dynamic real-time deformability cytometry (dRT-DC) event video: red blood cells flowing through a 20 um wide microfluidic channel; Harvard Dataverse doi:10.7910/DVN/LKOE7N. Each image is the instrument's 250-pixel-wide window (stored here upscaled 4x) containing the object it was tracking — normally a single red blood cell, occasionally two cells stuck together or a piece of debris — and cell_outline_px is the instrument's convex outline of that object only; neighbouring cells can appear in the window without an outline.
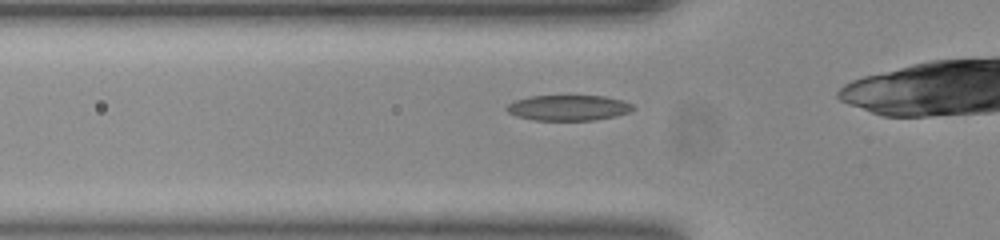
{"species": "common noctule bat (a hibernating species)", "species_latin": "Nyctalus noctula", "temperature_condition": "room temperature", "stored_images_in_passage": 37, "camera_frame_rate_fps": 3000, "um_per_image_px": 0.085, "animal": {"sex": "female", "body_mass_g": 23.0, "forearm_length_mm": 53.4}, "frame": {"image": 1, "passage_image": 9, "time_ms": 2.667, "image_size_px": [1000, 240], "cell_outline_px": [[636, 108], [628, 112], [616, 116], [592, 120], [532, 120], [516, 116], [508, 112], [504, 108], [508, 104], [516, 100], [528, 96], [604, 96], [620, 100], [632, 104]], "centroid_in_image_um": [48.28, 9.16], "position_along_channel_um": 77.5, "area_um2": 18.73}}
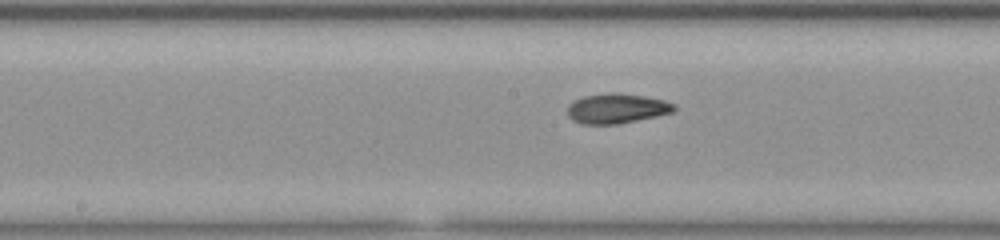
{"frame": {"image": 2, "passage_image": 18, "time_ms": 5.667, "image_size_px": [1000, 240], "cell_outline_px": [[676, 108], [672, 112], [656, 116], [616, 124], [584, 124], [572, 120], [568, 116], [568, 104], [584, 96], [612, 92], [620, 92], [644, 96], [664, 100], [676, 104]], "centroid_in_image_um": [52.42, 9.21], "position_along_channel_um": 195.8, "area_um2": 18.5}}
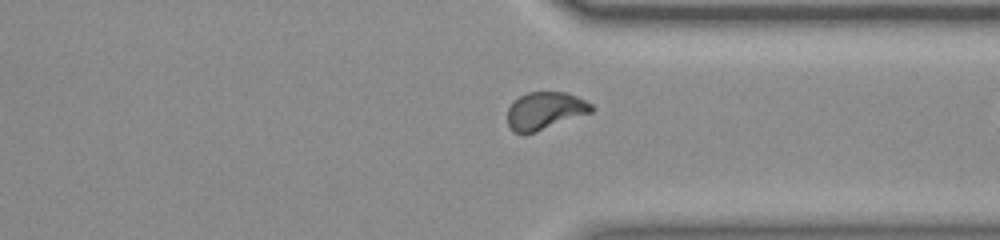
{"frame": {"image": 3, "passage_image": 31, "time_ms": 10.0, "image_size_px": [1000, 240], "cell_outline_px": [[596, 108], [592, 112], [536, 132], [524, 136], [512, 132], [508, 124], [508, 108], [512, 100], [528, 92], [564, 92], [576, 96], [592, 104]], "centroid_in_image_um": [46.29, 9.44], "position_along_channel_um": 365.1, "area_um2": 18.67}, "authors_computed_cell_mechanics": {"area_um2": 18.496, "velocity_mm_per_s": 3.9252, "shape_relaxation_time_tau1_ms": 3.3482, "shape_relaxation_time_tau2_ms": 2.0445, "deformation_change_tau1": 0.1471, "deformation_change_tau2": 0.0737}}